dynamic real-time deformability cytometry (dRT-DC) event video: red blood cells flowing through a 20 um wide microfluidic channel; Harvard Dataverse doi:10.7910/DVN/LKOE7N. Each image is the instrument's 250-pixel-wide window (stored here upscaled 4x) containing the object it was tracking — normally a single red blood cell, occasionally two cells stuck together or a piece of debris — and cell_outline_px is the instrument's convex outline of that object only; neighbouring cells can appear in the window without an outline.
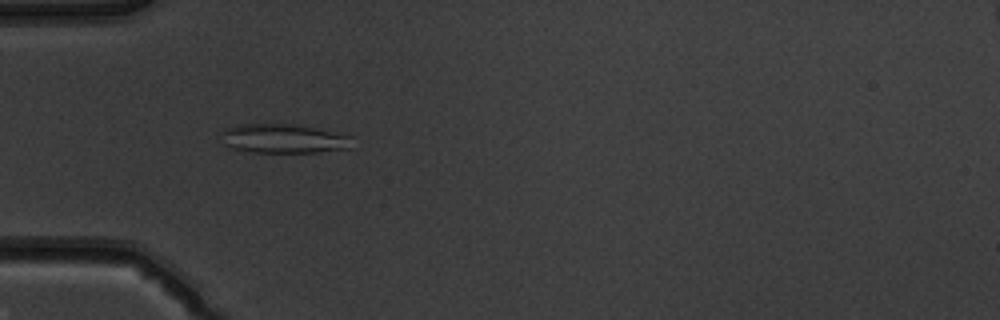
{"species": "common noctule bat (a hibernating species)", "species_latin": "Nyctalus noctula", "temperature_condition": "warm", "stored_images_in_passage": 42, "camera_frame_rate_fps": 3000, "um_per_image_px": 0.085, "animal": {"sex": "male", "body_mass_g": 19.5, "forearm_length_mm": 54.6}, "frame": {"image": 1, "passage_image": 7, "time_ms": 2.0, "image_size_px": [1000, 320], "cell_outline_px": [[352, 148], [316, 152], [252, 152], [232, 148], [224, 144], [220, 132], [224, 128], [240, 124], [292, 124], [316, 128], [352, 136]], "centroid_in_image_um": [24.09, 11.78], "position_along_channel_um": 60.9, "area_um2": 22.31}}
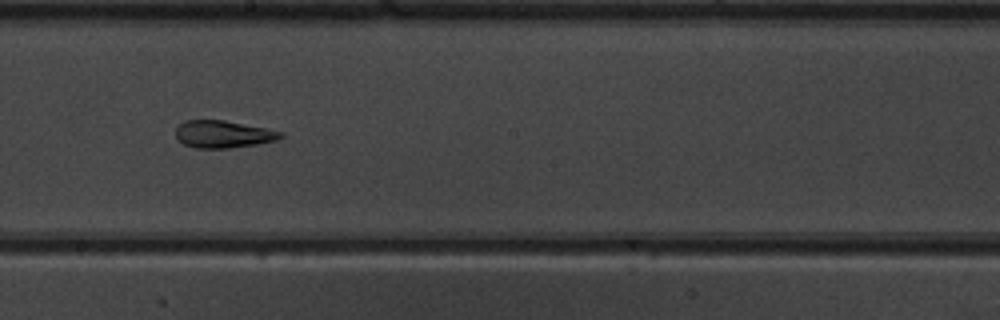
{"frame": {"image": 2, "passage_image": 20, "time_ms": 6.333, "image_size_px": [1000, 320], "cell_outline_px": [[284, 136], [276, 140], [256, 144], [228, 148], [196, 148], [184, 144], [176, 136], [176, 128], [184, 120], [224, 120], [284, 132]], "centroid_in_image_um": [18.96, 11.4], "position_along_channel_um": 229.2, "area_um2": 16.53}}
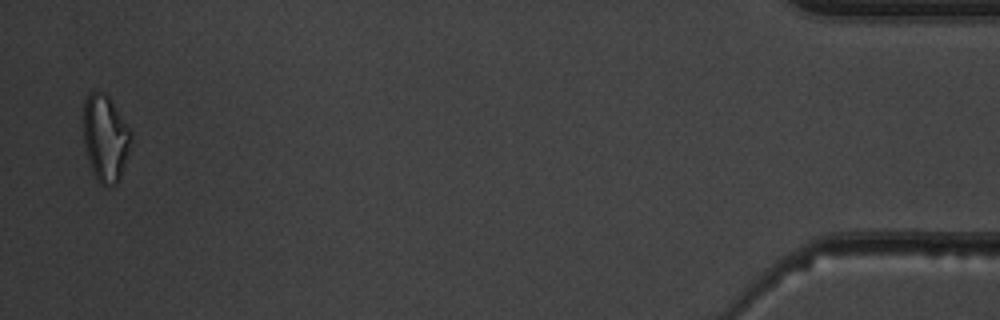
{"frame": {"image": 3, "passage_image": 41, "time_ms": 13.333, "image_size_px": [1000, 320], "cell_outline_px": [[132, 140], [120, 176], [116, 184], [108, 188], [100, 184], [92, 172], [84, 148], [84, 100], [88, 92], [92, 88], [96, 88], [104, 92], [108, 96], [132, 132]], "centroid_in_image_um": [8.93, 11.71], "position_along_channel_um": 426.3, "area_um2": 24.33}, "authors_computed_cell_mechanics": {"area_um2": 18.0625, "velocity_mm_per_s": 3.9845, "shape_relaxation_time_tau1_ms": null, "shape_relaxation_time_tau2_ms": 2.2313, "deformation_change_tau1": null, "deformation_change_tau2": 0.1009}}